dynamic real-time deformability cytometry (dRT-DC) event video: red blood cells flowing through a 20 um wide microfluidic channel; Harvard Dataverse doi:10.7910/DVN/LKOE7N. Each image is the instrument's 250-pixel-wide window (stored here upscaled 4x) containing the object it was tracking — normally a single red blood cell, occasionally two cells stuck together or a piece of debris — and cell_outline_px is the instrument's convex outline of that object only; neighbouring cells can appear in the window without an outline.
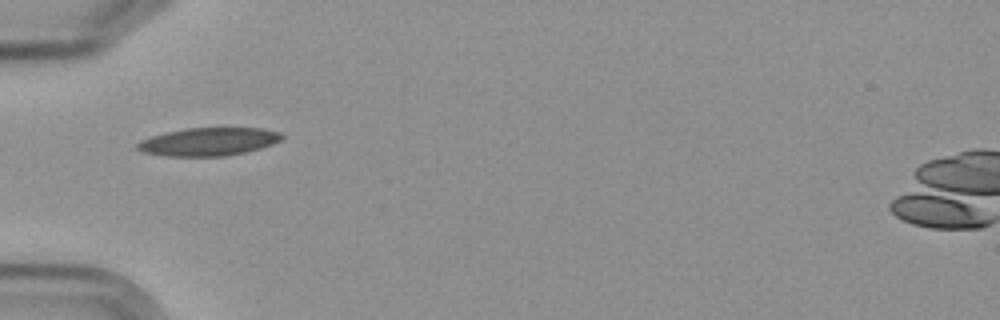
{"species": "Egyptian fruit bat (a non-hibernating species)", "species_latin": "Rousettus aegyptiacus", "temperature_condition": "cold", "stored_images_in_passage": 15, "camera_frame_rate_fps": 3000, "um_per_image_px": 0.085, "frame": {"image": 1, "passage_image": 5, "time_ms": 5.667, "image_size_px": [1000, 320], "cell_outline_px": [[284, 136], [280, 140], [272, 144], [260, 148], [228, 156], [164, 156], [144, 152], [136, 148], [136, 144], [140, 140], [164, 132], [184, 128], [260, 128], [280, 132]], "centroid_in_image_um": [17.7, 12.04], "position_along_channel_um": 67.3, "area_um2": 23.64}}
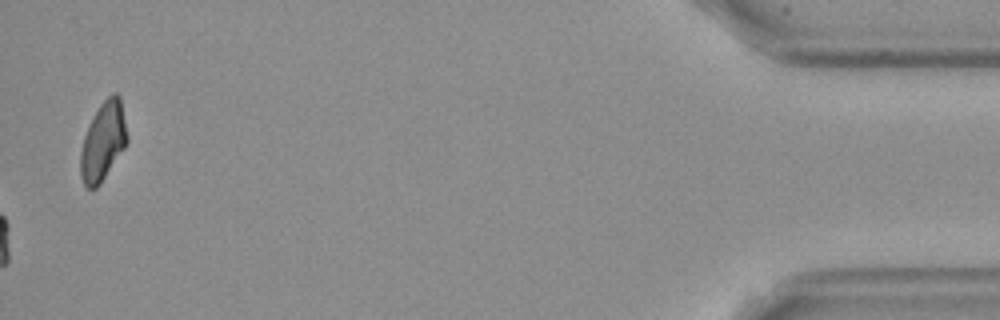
{"frame": {"image": 2, "passage_image": 15, "time_ms": 18.0, "image_size_px": [1000, 320], "cell_outline_px": [[128, 140], [124, 148], [100, 184], [96, 188], [88, 188], [84, 184], [80, 176], [80, 152], [84, 136], [100, 104], [112, 92], [116, 92], [120, 96], [128, 136]], "centroid_in_image_um": [8.77, 12.02], "position_along_channel_um": 426.4, "area_um2": 21.15}}